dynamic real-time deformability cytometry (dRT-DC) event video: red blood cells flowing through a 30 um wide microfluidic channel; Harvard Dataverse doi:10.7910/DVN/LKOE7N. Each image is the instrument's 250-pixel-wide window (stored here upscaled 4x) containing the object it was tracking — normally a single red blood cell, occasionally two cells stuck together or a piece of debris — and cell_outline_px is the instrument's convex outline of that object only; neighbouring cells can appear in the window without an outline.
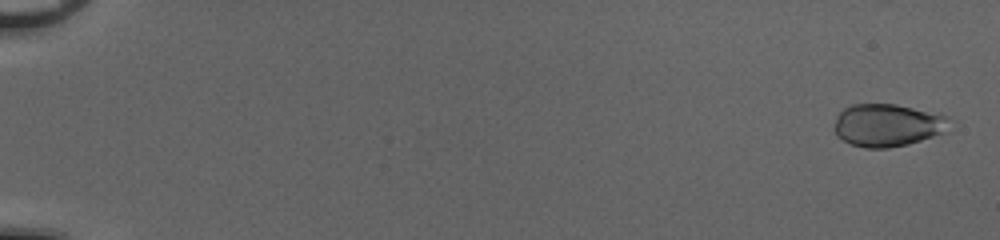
{"species": "common noctule bat (a hibernating species)", "species_latin": "Nyctalus noctula", "temperature_condition": "cold", "stored_images_in_passage": 52, "camera_frame_rate_fps": 3000, "um_per_image_px": 0.085, "animal": {"sex": "female", "body_mass_g": 20.0, "forearm_length_mm": 54.0}, "frame": {"image": 1, "passage_image": 2, "time_ms": 0.333, "image_size_px": [1000, 240], "cell_outline_px": [[948, 132], [908, 144], [888, 148], [864, 148], [852, 144], [836, 136], [836, 116], [844, 108], [852, 104], [896, 104], [948, 116]], "centroid_in_image_um": [75.45, 10.64], "position_along_channel_um": 9.5, "area_um2": 28.5}}
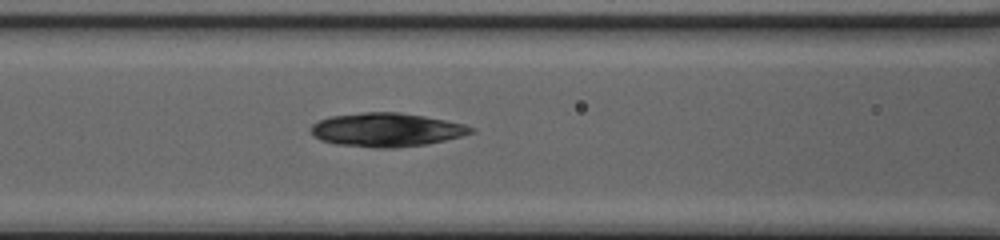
{"frame": {"image": 2, "passage_image": 25, "time_ms": 8.0, "image_size_px": [1000, 240], "cell_outline_px": [[476, 132], [444, 140], [424, 144], [396, 148], [372, 148], [336, 144], [320, 140], [312, 136], [312, 124], [320, 120], [332, 116], [364, 112], [400, 112], [424, 116], [464, 124], [476, 128]], "centroid_in_image_um": [32.85, 11.04], "position_along_channel_um": 133.7, "area_um2": 31.39}}
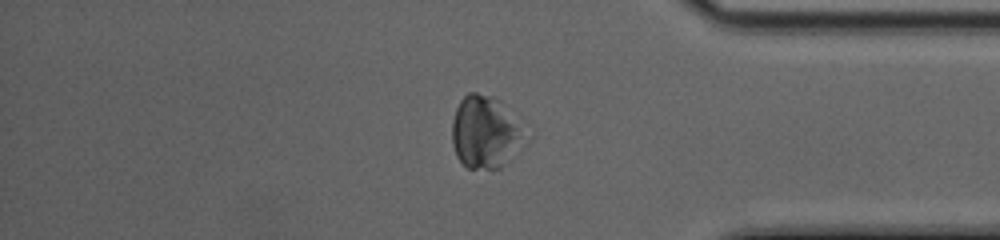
{"frame": {"image": 3, "passage_image": 45, "time_ms": 14.667, "image_size_px": [1000, 240], "cell_outline_px": [[516, 136], [504, 164], [500, 168], [468, 168], [456, 156], [452, 144], [452, 120], [456, 108], [460, 100], [468, 92], [476, 92], [492, 96], [500, 100], [516, 128]], "centroid_in_image_um": [40.98, 11.18], "position_along_channel_um": 394.2, "area_um2": 28.15}}